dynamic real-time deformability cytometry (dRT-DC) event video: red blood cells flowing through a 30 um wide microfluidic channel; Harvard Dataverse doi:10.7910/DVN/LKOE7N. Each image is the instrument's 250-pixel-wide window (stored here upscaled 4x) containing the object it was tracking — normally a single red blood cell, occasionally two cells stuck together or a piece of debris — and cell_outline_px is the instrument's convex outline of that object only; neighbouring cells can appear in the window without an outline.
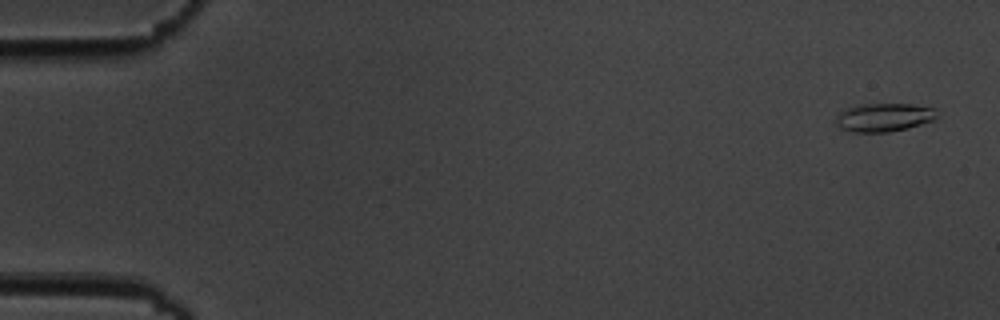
{"species": "common noctule bat (a hibernating species)", "species_latin": "Nyctalus noctula", "temperature_condition": "cold", "stored_images_in_passage": 7, "camera_frame_rate_fps": 3000, "um_per_image_px": 0.085, "animal": {"sex": "male", "body_mass_g": 19.5, "forearm_length_mm": 54.6}, "frame": {"image": 1, "passage_image": 1, "time_ms": 0.0, "image_size_px": [1000, 320], "cell_outline_px": [[936, 120], [908, 128], [888, 132], [852, 132], [840, 128], [836, 124], [836, 116], [844, 108], [860, 104], [912, 104], [932, 108], [936, 116]], "centroid_in_image_um": [75.09, 9.98], "position_along_channel_um": 9.9, "area_um2": 16.76}}
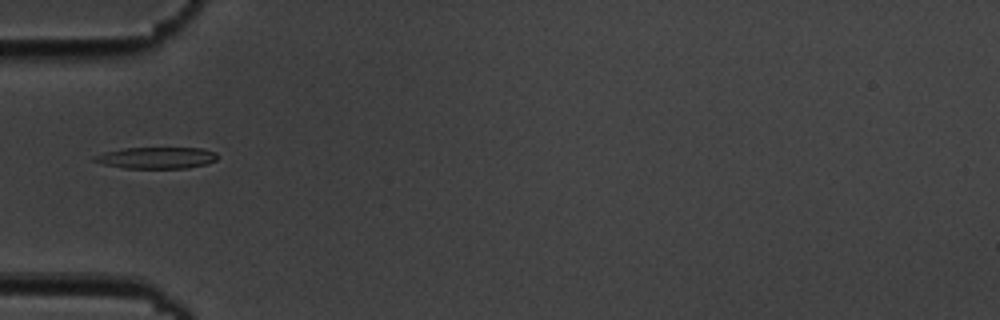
{"frame": {"image": 2, "passage_image": 6, "time_ms": 5.667, "image_size_px": [1000, 320], "cell_outline_px": [[216, 160], [208, 164], [188, 168], [124, 168], [104, 164], [92, 160], [92, 156], [104, 152], [124, 148], [200, 148], [216, 152]], "centroid_in_image_um": [13.29, 13.41], "position_along_channel_um": 71.7, "area_um2": 15.43}}
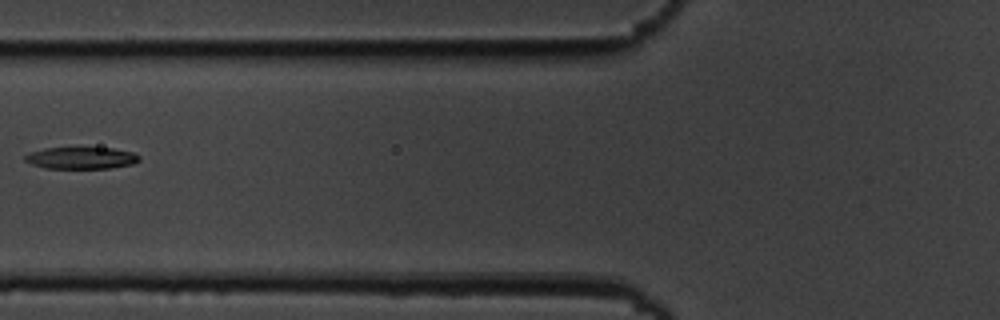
{"frame": {"image": 3, "passage_image": 7, "time_ms": 7.0, "image_size_px": [1000, 320], "cell_outline_px": [[140, 160], [132, 164], [112, 168], [44, 168], [32, 164], [24, 160], [24, 156], [28, 152], [44, 148], [112, 148], [132, 152], [140, 156]], "centroid_in_image_um": [6.88, 13.43], "position_along_channel_um": 118.9, "area_um2": 14.57}}